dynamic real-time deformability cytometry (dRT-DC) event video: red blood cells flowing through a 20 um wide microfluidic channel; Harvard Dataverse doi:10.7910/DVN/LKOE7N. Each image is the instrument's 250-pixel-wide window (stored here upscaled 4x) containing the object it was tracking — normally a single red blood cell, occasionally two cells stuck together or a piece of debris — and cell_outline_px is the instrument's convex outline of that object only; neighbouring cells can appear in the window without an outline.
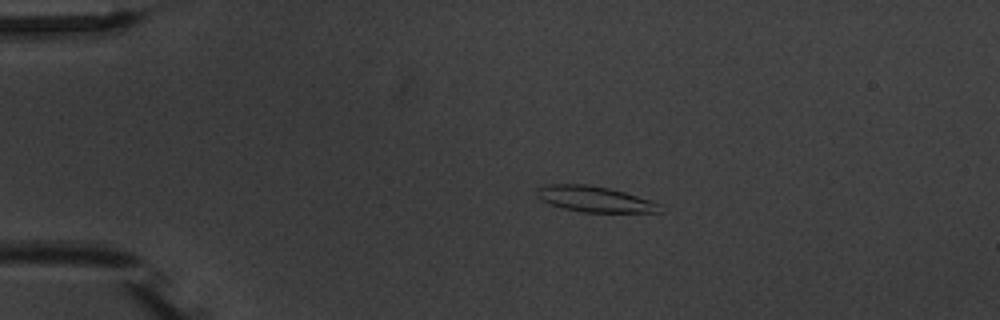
{"species": "common noctule bat (a hibernating species)", "species_latin": "Nyctalus noctula", "temperature_condition": "warm", "stored_images_in_passage": 5, "camera_frame_rate_fps": 3000, "um_per_image_px": 0.085, "animal": {"sex": "male", "body_mass_g": 20.1, "forearm_length_mm": 53.5}, "frame": {"image": 1, "passage_image": 3, "time_ms": 2.333, "image_size_px": [1000, 320], "cell_outline_px": [[664, 204], [660, 212], [584, 212], [564, 208], [540, 200], [536, 192], [536, 188], [544, 184], [588, 184], [608, 188], [624, 192]], "centroid_in_image_um": [50.56, 16.91], "position_along_channel_um": 34.4, "area_um2": 18.5}}
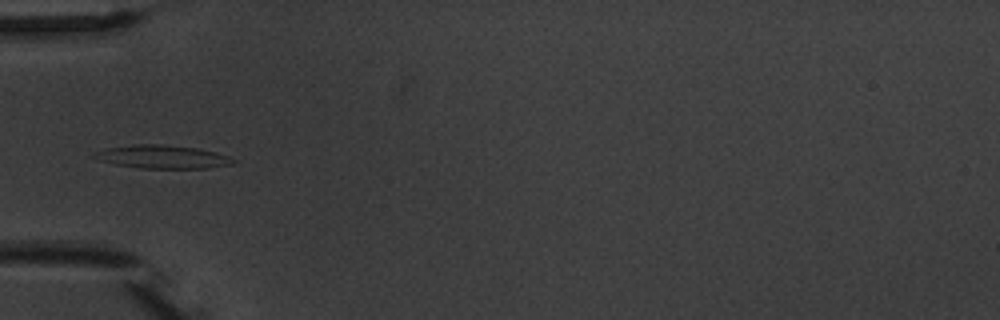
{"frame": {"image": 2, "passage_image": 5, "time_ms": 4.667, "image_size_px": [1000, 320], "cell_outline_px": [[236, 160], [232, 164], [208, 168], [140, 168], [116, 164], [100, 160], [92, 156], [96, 152], [104, 148], [132, 144], [160, 144], [196, 148], [216, 152], [228, 156]], "centroid_in_image_um": [13.8, 13.32], "position_along_channel_um": 71.2, "area_um2": 18.73}}